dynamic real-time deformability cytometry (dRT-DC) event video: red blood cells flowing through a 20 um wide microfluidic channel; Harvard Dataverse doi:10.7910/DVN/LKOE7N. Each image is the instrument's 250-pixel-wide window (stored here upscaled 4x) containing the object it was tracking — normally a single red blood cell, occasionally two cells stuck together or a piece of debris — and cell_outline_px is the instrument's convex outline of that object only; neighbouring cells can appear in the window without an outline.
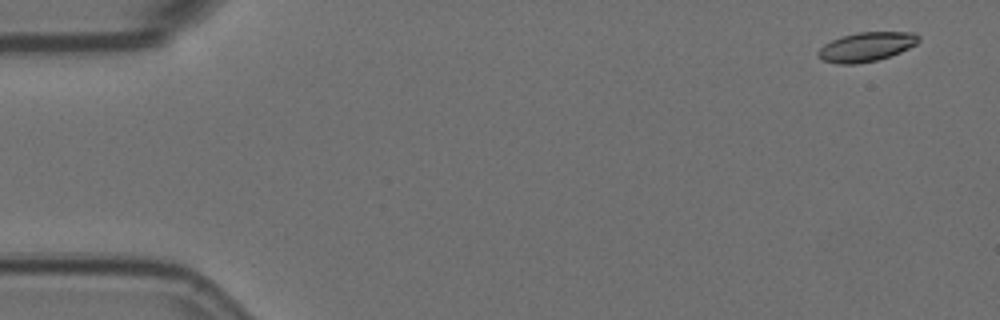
{"species": "Egyptian fruit bat (a non-hibernating species)", "species_latin": "Rousettus aegyptiacus", "temperature_condition": "room temperature", "stored_images_in_passage": 4, "camera_frame_rate_fps": 3000, "um_per_image_px": 0.085, "animal": {"sex": "female"}, "frame": {"image": 1, "passage_image": 1, "time_ms": 0.0, "image_size_px": [1000, 320], "cell_outline_px": [[920, 40], [916, 44], [900, 52], [876, 60], [856, 64], [840, 64], [824, 60], [816, 56], [816, 52], [824, 44], [832, 40], [856, 32], [912, 32], [920, 36]], "centroid_in_image_um": [73.63, 3.97], "position_along_channel_um": 11.4, "area_um2": 16.99}}